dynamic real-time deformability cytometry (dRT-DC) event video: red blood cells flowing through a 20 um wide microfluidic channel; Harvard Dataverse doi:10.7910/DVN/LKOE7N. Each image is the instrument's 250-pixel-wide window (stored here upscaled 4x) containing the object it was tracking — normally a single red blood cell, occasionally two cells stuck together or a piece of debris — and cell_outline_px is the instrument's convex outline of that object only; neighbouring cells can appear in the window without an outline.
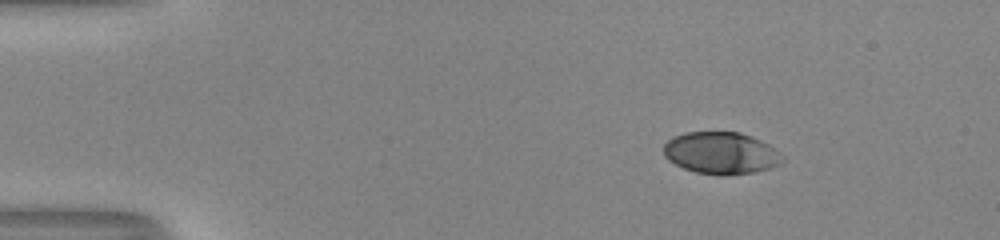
{"species": "human", "species_latin": "Homo sapiens", "temperature_condition": "room temperature", "stored_images_in_passage": 46, "camera_frame_rate_fps": 3000, "um_per_image_px": 0.085, "donor": {"sex": "male"}, "frame": {"image": 1, "passage_image": 1, "time_ms": 0.0, "image_size_px": [1000, 240], "cell_outline_px": [[784, 160], [780, 164], [772, 168], [752, 172], [728, 176], [724, 176], [696, 172], [684, 168], [668, 160], [664, 156], [664, 144], [672, 136], [684, 132], [740, 132], [752, 136], [768, 144], [780, 152], [784, 156]], "centroid_in_image_um": [61.3, 13.01], "position_along_channel_um": 23.7, "area_um2": 29.36}}
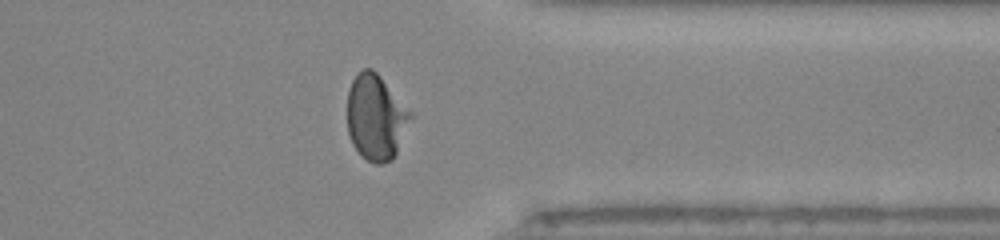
{"frame": {"image": 2, "passage_image": 35, "time_ms": 11.333, "image_size_px": [1000, 240], "cell_outline_px": [[412, 116], [396, 152], [392, 160], [384, 164], [376, 164], [368, 160], [352, 144], [348, 132], [348, 92], [352, 80], [356, 72], [364, 68], [372, 68], [380, 76], [412, 112]], "centroid_in_image_um": [31.94, 9.95], "position_along_channel_um": 379.5, "area_um2": 31.21}}
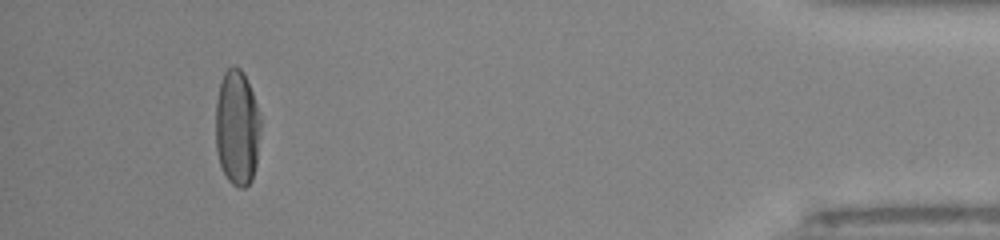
{"frame": {"image": 3, "passage_image": 42, "time_ms": 13.667, "image_size_px": [1000, 240], "cell_outline_px": [[260, 128], [256, 164], [252, 180], [244, 188], [240, 188], [232, 184], [228, 180], [220, 164], [216, 148], [216, 100], [220, 80], [224, 72], [232, 64], [240, 68], [252, 92], [260, 116]], "centroid_in_image_um": [20.14, 10.85], "position_along_channel_um": 415.1, "area_um2": 30.23}, "authors_computed_cell_mechanics": {"area_um2": 30.1716, "velocity_mm_per_s": 4.0343, "shape_relaxation_time_tau1_ms": 4.1449, "shape_relaxation_time_tau2_ms": null, "deformation_change_tau1": 0.1985, "deformation_change_tau2": null}}